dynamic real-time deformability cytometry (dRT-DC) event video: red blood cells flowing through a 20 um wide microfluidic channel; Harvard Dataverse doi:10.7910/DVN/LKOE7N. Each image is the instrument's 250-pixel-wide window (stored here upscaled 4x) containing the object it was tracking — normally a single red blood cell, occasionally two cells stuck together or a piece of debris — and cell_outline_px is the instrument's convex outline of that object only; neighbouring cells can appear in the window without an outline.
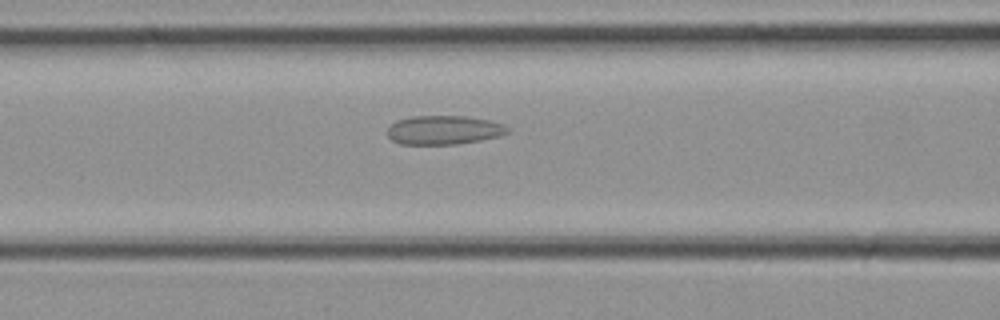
{"species": "common noctule bat (a hibernating species)", "species_latin": "Nyctalus noctula", "temperature_condition": "cold", "stored_images_in_passage": 32, "camera_frame_rate_fps": 3000, "um_per_image_px": 0.085, "animal": {"sex": "female", "body_mass_g": 21.9}, "frame": {"image": 1, "passage_image": 13, "time_ms": 4.0, "image_size_px": [1000, 320], "cell_outline_px": [[512, 132], [500, 136], [480, 140], [456, 144], [400, 144], [392, 140], [388, 136], [388, 128], [396, 120], [412, 116], [464, 116], [488, 120], [504, 124], [512, 128]], "centroid_in_image_um": [37.78, 11.05], "position_along_channel_um": 128.8, "area_um2": 20.4}}
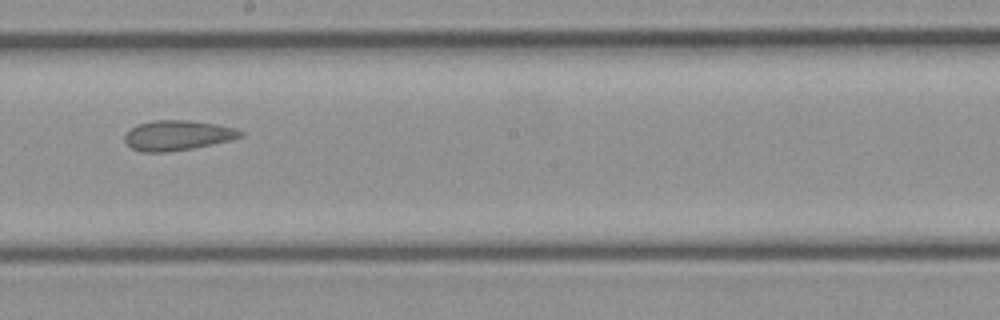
{"frame": {"image": 2, "passage_image": 18, "time_ms": 5.667, "image_size_px": [1000, 320], "cell_outline_px": [[244, 136], [232, 140], [196, 148], [168, 152], [144, 152], [132, 148], [124, 140], [124, 136], [136, 124], [152, 120], [188, 120], [216, 124], [236, 128], [244, 132]], "centroid_in_image_um": [15.13, 11.51], "position_along_channel_um": 233.1, "area_um2": 20.46}}
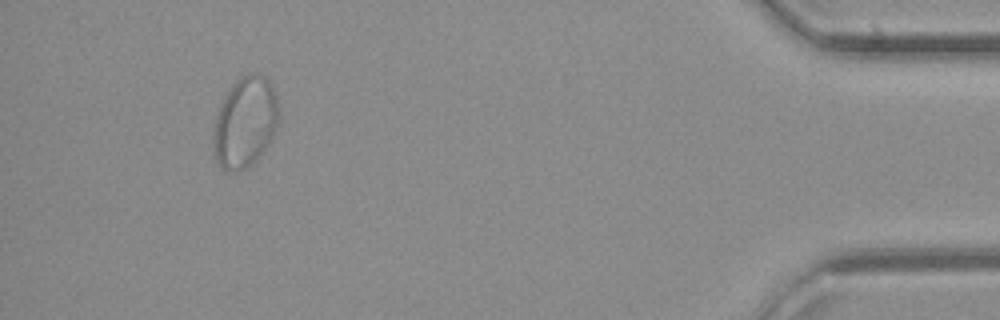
{"frame": {"image": 3, "passage_image": 30, "time_ms": 9.667, "image_size_px": [1000, 320], "cell_outline_px": [[280, 120], [276, 132], [268, 144], [252, 164], [248, 168], [236, 172], [224, 172], [216, 160], [216, 116], [220, 104], [224, 96], [232, 84], [240, 76], [248, 72], [256, 72], [264, 76], [272, 84], [280, 104]], "centroid_in_image_um": [20.91, 10.35], "position_along_channel_um": 414.3, "area_um2": 34.8}}